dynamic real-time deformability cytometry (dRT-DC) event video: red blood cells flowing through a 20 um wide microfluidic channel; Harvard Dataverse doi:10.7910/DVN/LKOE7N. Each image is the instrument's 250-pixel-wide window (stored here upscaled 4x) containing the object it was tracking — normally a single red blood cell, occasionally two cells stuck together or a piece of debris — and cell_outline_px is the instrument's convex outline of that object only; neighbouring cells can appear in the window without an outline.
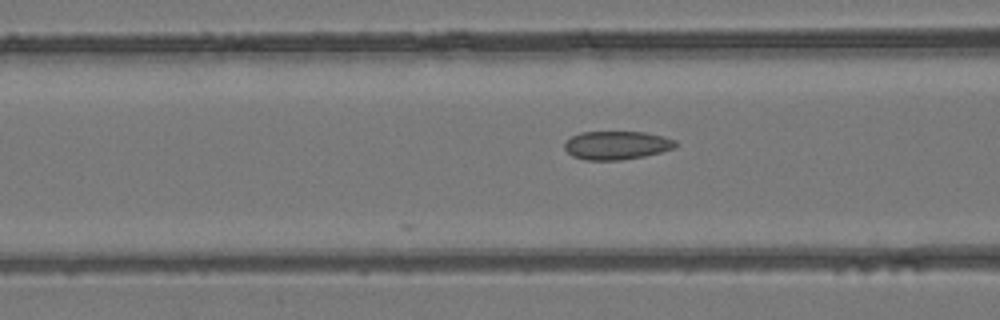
{"species": "common noctule bat (a hibernating species)", "species_latin": "Nyctalus noctula", "temperature_condition": "room temperature", "stored_images_in_passage": 6, "camera_frame_rate_fps": 3000, "um_per_image_px": 0.085, "animal": {"sex": "female", "body_mass_g": 24.6, "forearm_length_mm": 56.2}, "frame": {"image": 1, "passage_image": 6, "time_ms": 1.667, "image_size_px": [1000, 320], "cell_outline_px": [[676, 148], [644, 156], [620, 160], [588, 160], [572, 156], [564, 148], [564, 144], [572, 136], [580, 132], [644, 132], [676, 140]], "centroid_in_image_um": [52.41, 12.35], "position_along_channel_um": 114.2, "area_um2": 18.26}}